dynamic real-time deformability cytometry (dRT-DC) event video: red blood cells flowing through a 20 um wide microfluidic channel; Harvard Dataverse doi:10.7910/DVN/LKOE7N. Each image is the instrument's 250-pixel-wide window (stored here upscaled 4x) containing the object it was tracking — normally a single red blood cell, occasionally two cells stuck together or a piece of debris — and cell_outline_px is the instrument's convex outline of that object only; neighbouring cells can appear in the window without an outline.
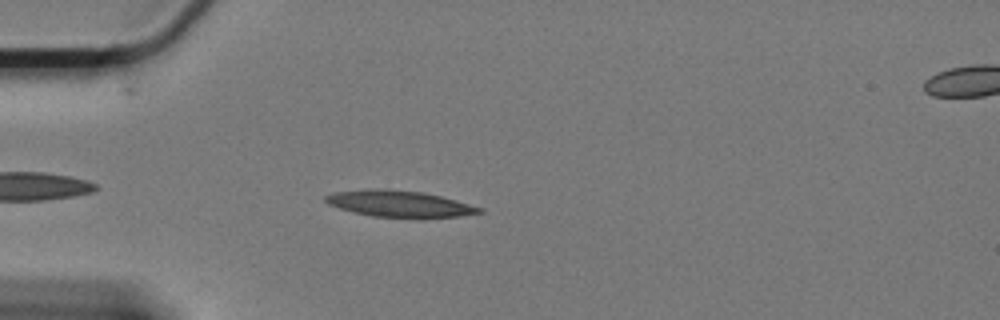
{"species": "Egyptian fruit bat (a non-hibernating species)", "species_latin": "Rousettus aegyptiacus", "temperature_condition": "cold", "stored_images_in_passage": 49, "camera_frame_rate_fps": 3000, "um_per_image_px": 0.085, "animal": {"sex": "female"}, "frame": {"image": 1, "passage_image": 5, "time_ms": 1.333, "image_size_px": [1000, 320], "cell_outline_px": [[484, 212], [460, 216], [420, 220], [416, 220], [372, 216], [340, 208], [328, 204], [324, 200], [324, 196], [336, 192], [420, 192], [440, 196], [484, 208]], "centroid_in_image_um": [34.12, 17.42], "position_along_channel_um": 50.9, "area_um2": 22.89}}
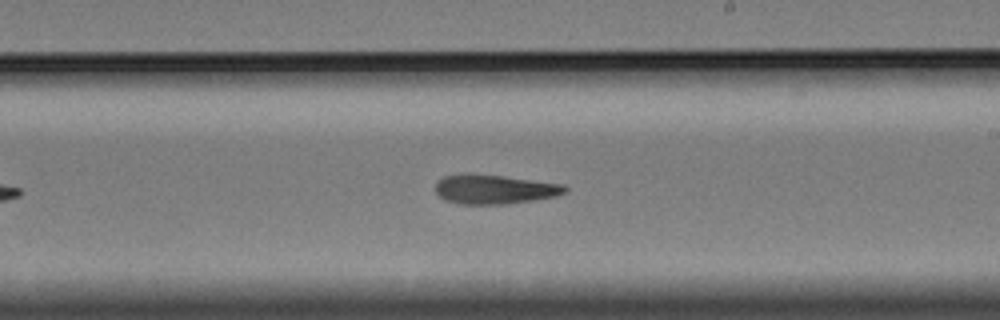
{"frame": {"image": 2, "passage_image": 24, "time_ms": 7.667, "image_size_px": [1000, 320], "cell_outline_px": [[568, 188], [564, 192], [556, 196], [536, 200], [504, 204], [460, 204], [444, 200], [436, 192], [436, 184], [444, 176], [464, 172], [472, 172], [504, 176], [564, 184]], "centroid_in_image_um": [42.01, 16.07], "position_along_channel_um": 247.0, "area_um2": 22.43}}
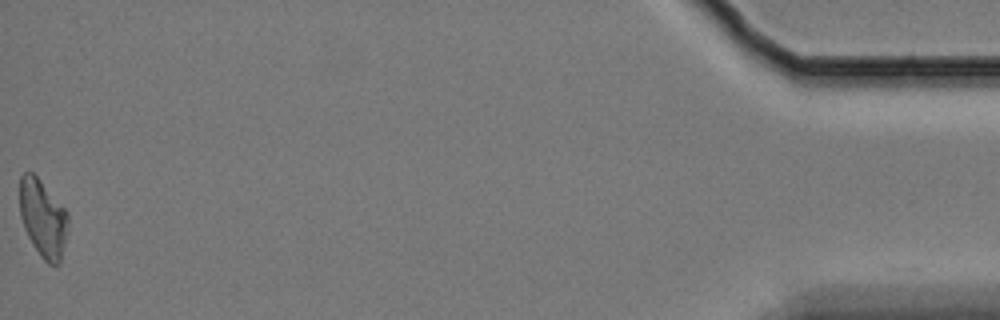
{"frame": {"image": 3, "passage_image": 49, "time_ms": 16.0, "image_size_px": [1000, 320], "cell_outline_px": [[68, 220], [60, 264], [48, 264], [40, 256], [32, 244], [24, 228], [20, 216], [20, 176], [24, 172], [32, 172], [36, 176], [68, 212]], "centroid_in_image_um": [3.63, 18.56], "position_along_channel_um": 431.6, "area_um2": 21.56}, "authors_computed_cell_mechanics": {"area_um2": 22.3686, "velocity_mm_per_s": 3.2973, "shape_relaxation_time_tau1_ms": null, "shape_relaxation_time_tau2_ms": 6.1832, "deformation_change_tau1": null, "deformation_change_tau2": 0.1557}}